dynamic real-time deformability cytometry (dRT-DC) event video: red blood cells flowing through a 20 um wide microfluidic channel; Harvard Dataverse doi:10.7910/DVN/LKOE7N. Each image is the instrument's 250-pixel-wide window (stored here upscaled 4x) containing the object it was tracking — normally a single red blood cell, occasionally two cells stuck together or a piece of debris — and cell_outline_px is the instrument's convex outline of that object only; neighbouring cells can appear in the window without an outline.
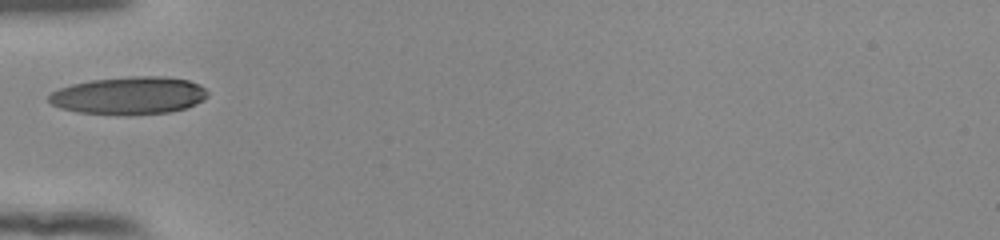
{"species": "human", "species_latin": "Homo sapiens", "temperature_condition": "room temperature", "stored_images_in_passage": 29, "camera_frame_rate_fps": 3000, "um_per_image_px": 0.085, "donor": {"sex": "female"}, "frame": {"image": 1, "passage_image": 1, "time_ms": 0.0, "image_size_px": [1000, 240], "cell_outline_px": [[208, 96], [204, 100], [196, 104], [184, 108], [168, 112], [80, 112], [60, 108], [52, 104], [48, 100], [48, 96], [52, 92], [60, 88], [72, 84], [92, 80], [132, 76], [160, 76], [188, 80], [200, 84], [208, 92]], "centroid_in_image_um": [11.0, 8.07], "position_along_channel_um": 74.0, "area_um2": 33.7}}
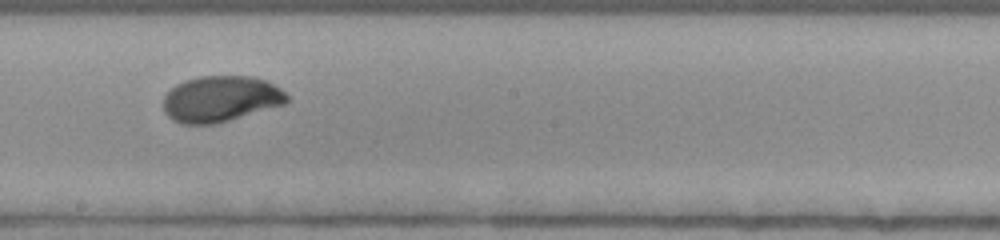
{"frame": {"image": 2, "passage_image": 13, "time_ms": 4.0, "image_size_px": [1000, 240], "cell_outline_px": [[288, 100], [284, 104], [216, 124], [180, 124], [172, 120], [164, 112], [164, 96], [176, 84], [184, 80], [200, 76], [252, 76], [264, 80], [280, 88], [288, 96]], "centroid_in_image_um": [18.72, 8.41], "position_along_channel_um": 229.5, "area_um2": 33.06}}
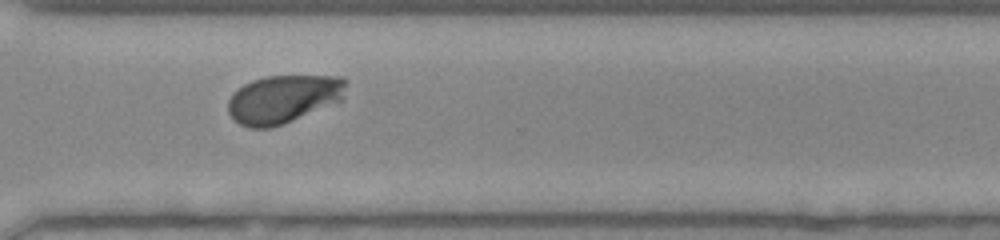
{"frame": {"image": 3, "passage_image": 22, "time_ms": 7.0, "image_size_px": [1000, 240], "cell_outline_px": [[348, 80], [344, 100], [284, 124], [268, 128], [248, 128], [240, 124], [228, 112], [228, 100], [232, 92], [244, 84], [252, 80], [268, 76], [344, 76]], "centroid_in_image_um": [24.13, 8.41], "position_along_channel_um": 346.5, "area_um2": 33.58}, "authors_computed_cell_mechanics": {"area_um2": 33.1772, "velocity_mm_per_s": 3.8878, "shape_relaxation_time_tau1_ms": 2.2081, "shape_relaxation_time_tau2_ms": null, "deformation_change_tau1": 0.1289, "deformation_change_tau2": null}}